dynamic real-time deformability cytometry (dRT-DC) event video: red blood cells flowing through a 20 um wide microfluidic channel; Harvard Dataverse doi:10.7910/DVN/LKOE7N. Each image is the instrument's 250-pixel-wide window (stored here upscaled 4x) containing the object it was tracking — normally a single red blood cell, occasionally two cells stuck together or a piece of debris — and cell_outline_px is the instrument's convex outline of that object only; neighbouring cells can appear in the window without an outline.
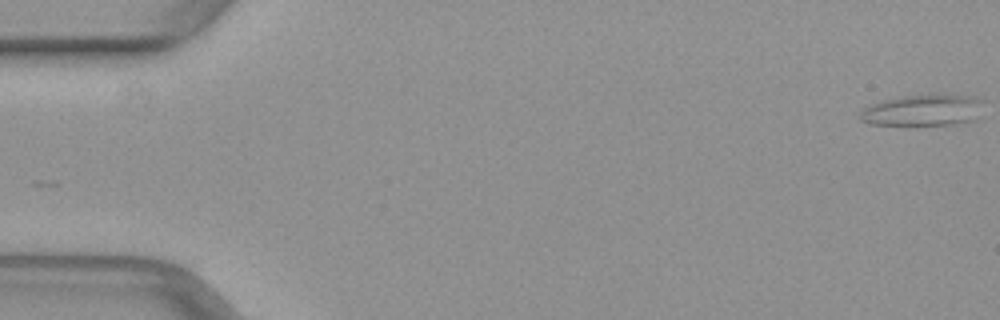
{"species": "common noctule bat (a hibernating species)", "species_latin": "Nyctalus noctula", "temperature_condition": "warm", "stored_images_in_passage": 50, "camera_frame_rate_fps": 3000, "um_per_image_px": 0.085, "animal": {"sex": "female", "body_mass_g": 29.2, "forearm_length_mm": 56.3}, "frame": {"image": 1, "passage_image": 1, "time_ms": 0.0, "image_size_px": [1000, 320], "cell_outline_px": [[984, 100], [972, 120], [952, 124], [912, 128], [868, 124], [860, 120], [860, 112], [868, 104], [900, 96], [928, 92], [944, 92], [976, 96]], "centroid_in_image_um": [78.39, 9.36], "position_along_channel_um": 6.6, "area_um2": 24.28}}
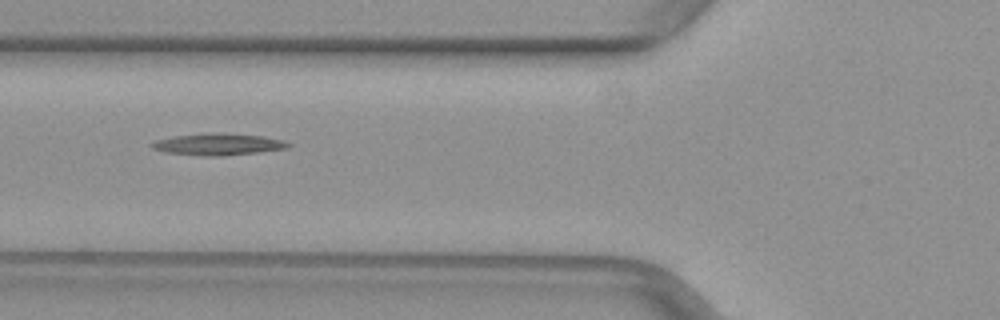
{"frame": {"image": 2, "passage_image": 20, "time_ms": 6.333, "image_size_px": [1000, 320], "cell_outline_px": [[292, 144], [288, 148], [224, 156], [200, 156], [164, 152], [152, 148], [148, 144], [156, 140], [172, 136], [264, 136], [284, 140]], "centroid_in_image_um": [18.52, 12.33], "position_along_channel_um": 107.3, "area_um2": 16.13}}
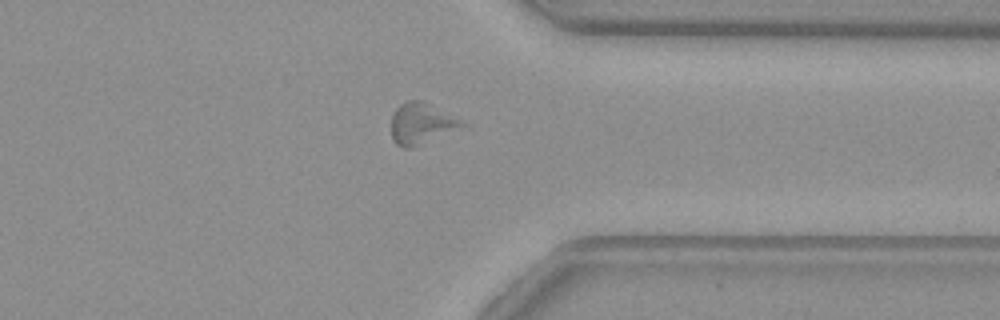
{"frame": {"image": 3, "passage_image": 40, "time_ms": 13.0, "image_size_px": [1000, 320], "cell_outline_px": [[472, 124], [412, 148], [404, 148], [396, 144], [392, 136], [392, 116], [396, 108], [400, 104], [408, 100], [424, 100]], "centroid_in_image_um": [35.9, 10.48], "position_along_channel_um": 375.5, "area_um2": 17.4}}